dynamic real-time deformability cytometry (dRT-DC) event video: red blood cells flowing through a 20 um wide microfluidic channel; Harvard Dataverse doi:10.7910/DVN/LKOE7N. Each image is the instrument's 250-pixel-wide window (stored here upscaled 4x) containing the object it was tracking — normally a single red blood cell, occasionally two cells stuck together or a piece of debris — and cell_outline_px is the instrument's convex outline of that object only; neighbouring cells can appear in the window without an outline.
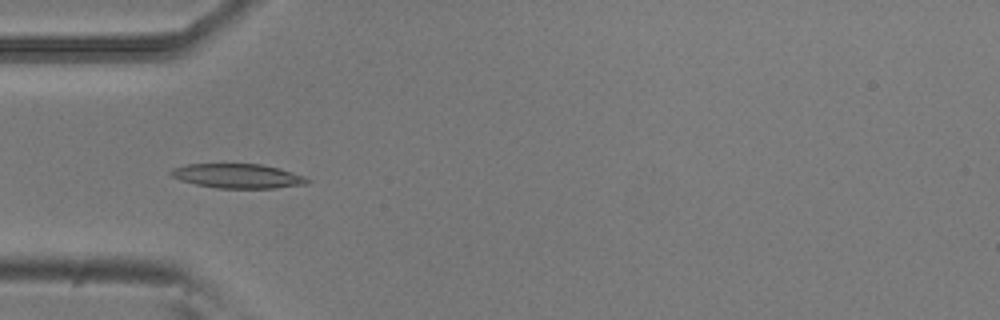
{"species": "common noctule bat (a hibernating species)", "species_latin": "Nyctalus noctula", "temperature_condition": "room temperature", "stored_images_in_passage": 8, "camera_frame_rate_fps": 3000, "um_per_image_px": 0.085, "animal": {"sex": "male", "body_mass_g": 20.5, "forearm_length_mm": 52.5}, "frame": {"image": 1, "passage_image": 5, "time_ms": 1.333, "image_size_px": [1000, 320], "cell_outline_px": [[312, 180], [308, 184], [276, 188], [216, 188], [196, 184], [180, 180], [172, 176], [168, 172], [172, 168], [184, 164], [260, 164], [280, 168], [304, 176]], "centroid_in_image_um": [20.22, 14.96], "position_along_channel_um": 64.8, "area_um2": 19.54}}
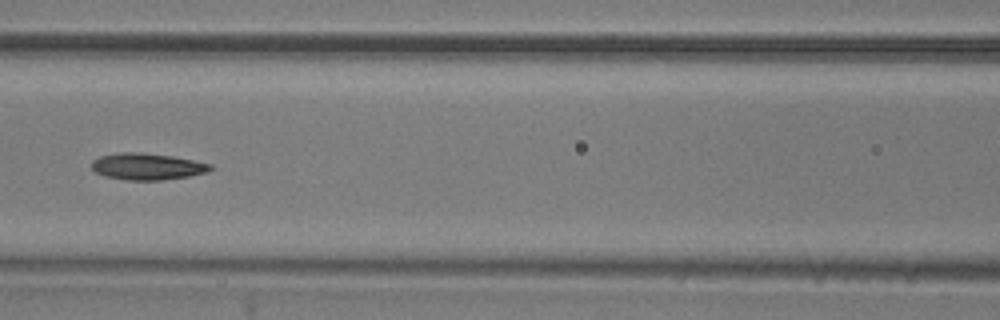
{"frame": {"image": 2, "passage_image": 7, "time_ms": 2.0, "image_size_px": [1000, 320], "cell_outline_px": [[216, 168], [208, 172], [188, 176], [164, 180], [124, 180], [104, 176], [96, 172], [92, 168], [92, 160], [100, 156], [120, 152], [136, 152], [172, 156], [212, 164]], "centroid_in_image_um": [12.53, 14.16], "position_along_channel_um": 154.1, "area_um2": 18.5}}
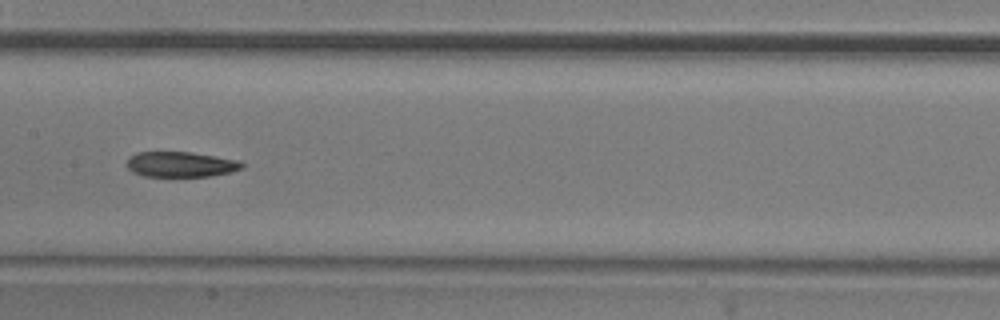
{"frame": {"image": 3, "passage_image": 8, "time_ms": 2.333, "image_size_px": [1000, 320], "cell_outline_px": [[244, 168], [232, 172], [208, 176], [144, 176], [132, 172], [128, 168], [128, 156], [136, 152], [192, 152], [240, 160], [244, 164]], "centroid_in_image_um": [15.39, 13.96], "position_along_channel_um": 192.0, "area_um2": 17.11}}